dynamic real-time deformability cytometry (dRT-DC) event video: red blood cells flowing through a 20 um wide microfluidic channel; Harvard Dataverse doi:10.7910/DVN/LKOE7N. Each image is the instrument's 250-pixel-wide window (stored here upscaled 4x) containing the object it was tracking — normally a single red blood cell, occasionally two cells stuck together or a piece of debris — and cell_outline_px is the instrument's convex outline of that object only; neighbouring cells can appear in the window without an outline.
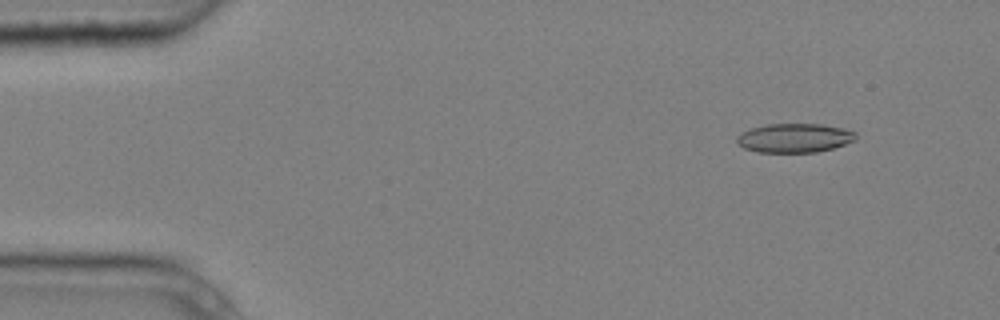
{"species": "common noctule bat (a hibernating species)", "species_latin": "Nyctalus noctula", "temperature_condition": "cold", "stored_images_in_passage": 5, "camera_frame_rate_fps": 3000, "um_per_image_px": 0.085, "animal": {"sex": "male", "body_mass_g": 20.4}, "frame": {"image": 1, "passage_image": 2, "time_ms": 0.333, "image_size_px": [1000, 320], "cell_outline_px": [[856, 140], [832, 148], [816, 152], [756, 152], [744, 148], [736, 144], [736, 136], [740, 132], [764, 124], [820, 124], [840, 128], [856, 132]], "centroid_in_image_um": [67.47, 11.73], "position_along_channel_um": 17.5, "area_um2": 20.17}}
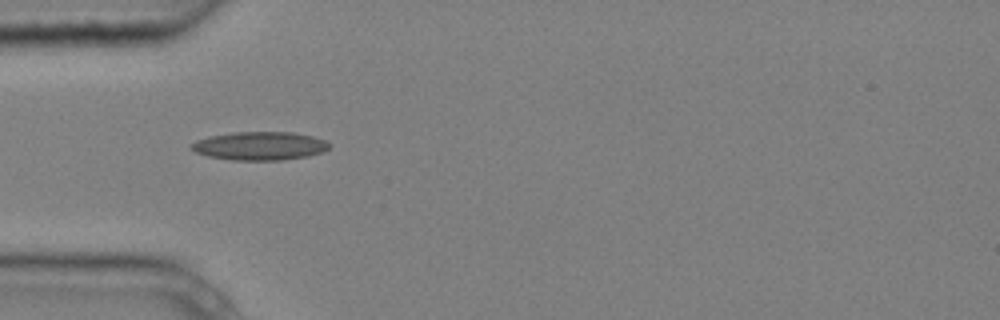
{"frame": {"image": 2, "passage_image": 5, "time_ms": 1.333, "image_size_px": [1000, 320], "cell_outline_px": [[332, 144], [324, 152], [308, 156], [280, 160], [232, 160], [208, 156], [196, 152], [188, 148], [196, 140], [208, 136], [232, 132], [292, 132], [312, 136], [324, 140]], "centroid_in_image_um": [22.07, 12.4], "position_along_channel_um": 62.9, "area_um2": 22.95}}